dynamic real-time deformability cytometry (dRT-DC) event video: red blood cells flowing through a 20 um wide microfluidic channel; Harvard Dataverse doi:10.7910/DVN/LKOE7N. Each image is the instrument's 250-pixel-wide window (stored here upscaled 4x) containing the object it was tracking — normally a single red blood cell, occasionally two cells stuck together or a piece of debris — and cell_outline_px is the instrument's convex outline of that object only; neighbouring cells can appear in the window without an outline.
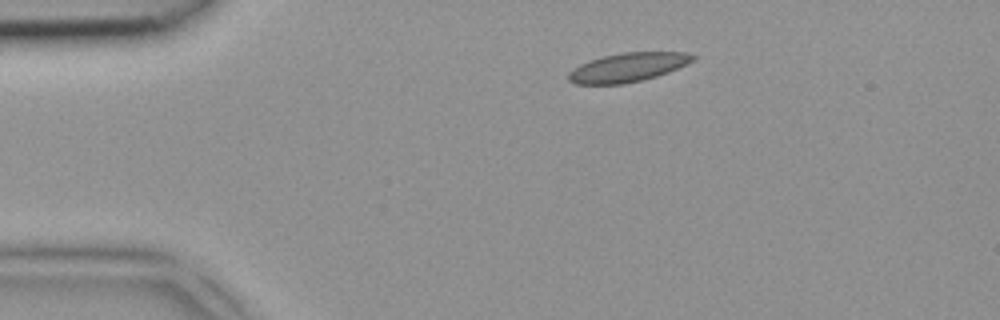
{"species": "common noctule bat (a hibernating species)", "species_latin": "Nyctalus noctula", "temperature_condition": "room temperature", "stored_images_in_passage": 2, "camera_frame_rate_fps": 3000, "um_per_image_px": 0.085, "animal": {"sex": "female", "body_mass_g": 18.4}, "frame": {"image": 1, "passage_image": 2, "time_ms": 0.333, "image_size_px": [1000, 320], "cell_outline_px": [[696, 60], [668, 72], [656, 76], [624, 84], [576, 84], [568, 80], [568, 72], [580, 64], [604, 56], [624, 52], [684, 52], [696, 56]], "centroid_in_image_um": [53.38, 5.72], "position_along_channel_um": 31.6, "area_um2": 20.81}}